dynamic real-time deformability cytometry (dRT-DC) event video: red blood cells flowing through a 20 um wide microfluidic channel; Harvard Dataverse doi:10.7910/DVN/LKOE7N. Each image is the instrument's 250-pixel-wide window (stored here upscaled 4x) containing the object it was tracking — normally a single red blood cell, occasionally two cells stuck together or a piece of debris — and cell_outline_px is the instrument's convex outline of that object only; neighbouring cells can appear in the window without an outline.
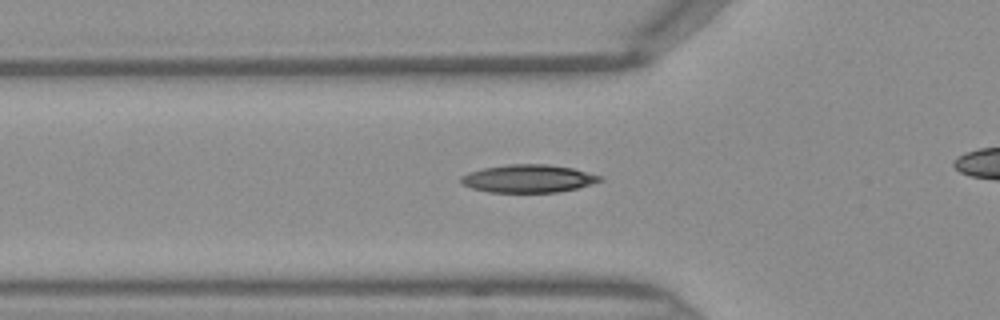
{"species": "Egyptian fruit bat (a non-hibernating species)", "species_latin": "Rousettus aegyptiacus", "temperature_condition": "warm", "stored_images_in_passage": 37, "camera_frame_rate_fps": 3000, "um_per_image_px": 0.085, "frame": {"image": 1, "passage_image": 15, "time_ms": 4.667, "image_size_px": [1000, 320], "cell_outline_px": [[604, 180], [592, 184], [560, 192], [488, 192], [472, 188], [460, 184], [460, 176], [468, 172], [484, 168], [508, 164], [548, 164], [572, 168], [604, 176]], "centroid_in_image_um": [44.91, 15.18], "position_along_channel_um": 80.9, "area_um2": 22.77}}
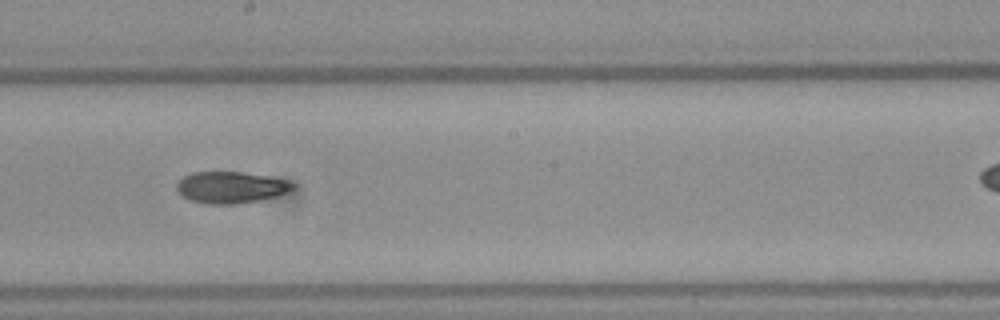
{"frame": {"image": 2, "passage_image": 25, "time_ms": 8.0, "image_size_px": [1000, 320], "cell_outline_px": [[296, 188], [292, 192], [260, 200], [236, 204], [208, 204], [192, 200], [180, 196], [176, 188], [176, 184], [184, 176], [192, 172], [240, 172], [268, 176], [288, 180], [296, 184]], "centroid_in_image_um": [19.67, 15.93], "position_along_channel_um": 228.5, "area_um2": 21.62}}
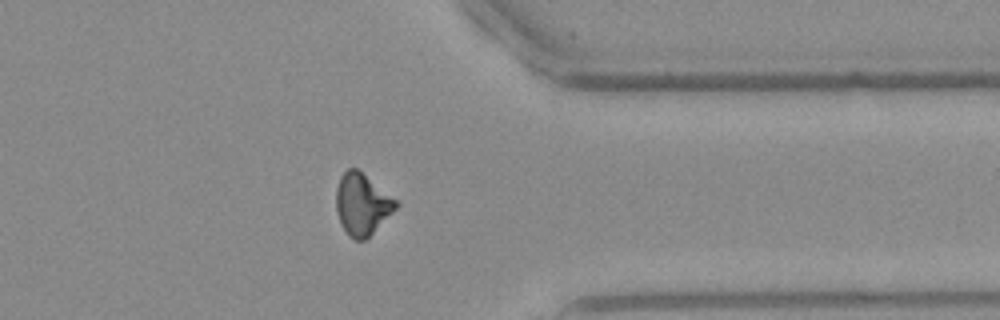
{"frame": {"image": 3, "passage_image": 36, "time_ms": 11.667, "image_size_px": [1000, 320], "cell_outline_px": [[400, 204], [364, 240], [352, 240], [348, 236], [340, 224], [336, 208], [336, 188], [340, 176], [348, 168], [356, 168], [396, 200]], "centroid_in_image_um": [30.73, 17.37], "position_along_channel_um": 380.7, "area_um2": 21.04}}